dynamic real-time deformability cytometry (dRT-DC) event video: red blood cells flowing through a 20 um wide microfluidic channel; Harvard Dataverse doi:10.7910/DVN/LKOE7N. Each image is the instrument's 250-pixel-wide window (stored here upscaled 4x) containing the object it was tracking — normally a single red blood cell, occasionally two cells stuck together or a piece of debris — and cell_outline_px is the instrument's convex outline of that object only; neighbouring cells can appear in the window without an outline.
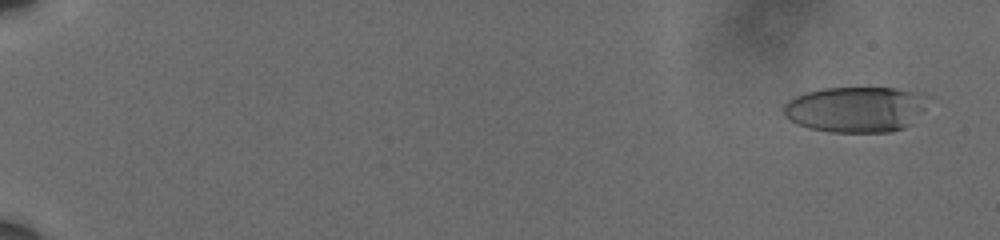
{"species": "human", "species_latin": "Homo sapiens", "temperature_condition": "cold", "stored_images_in_passage": 47, "camera_frame_rate_fps": 3000, "um_per_image_px": 0.085, "donor": {"sex": "male"}, "frame": {"image": 1, "passage_image": 4, "time_ms": 1.0, "image_size_px": [1000, 240], "cell_outline_px": [[932, 96], [924, 108], [912, 124], [904, 128], [892, 132], [828, 132], [808, 128], [796, 124], [784, 116], [784, 104], [788, 100], [796, 96], [808, 92], [824, 88], [896, 88]], "centroid_in_image_um": [72.77, 9.3], "position_along_channel_um": 12.2, "area_um2": 38.78}}
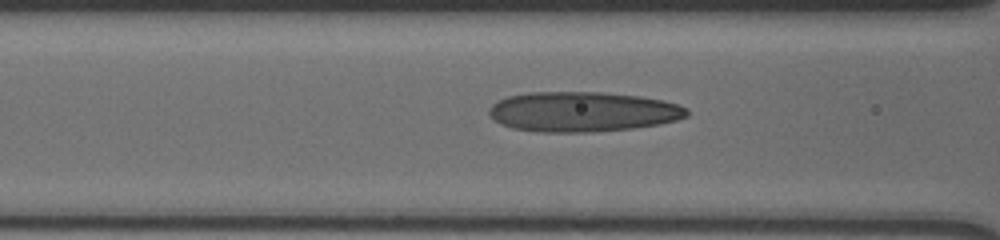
{"frame": {"image": 2, "passage_image": 29, "time_ms": 9.333, "image_size_px": [1000, 240], "cell_outline_px": [[688, 116], [676, 120], [660, 124], [632, 128], [592, 132], [540, 132], [512, 128], [500, 124], [488, 112], [488, 108], [492, 104], [508, 96], [528, 92], [600, 92], [640, 96], [680, 104], [688, 108]], "centroid_in_image_um": [49.53, 9.5], "position_along_channel_um": 117.1, "area_um2": 46.18}}
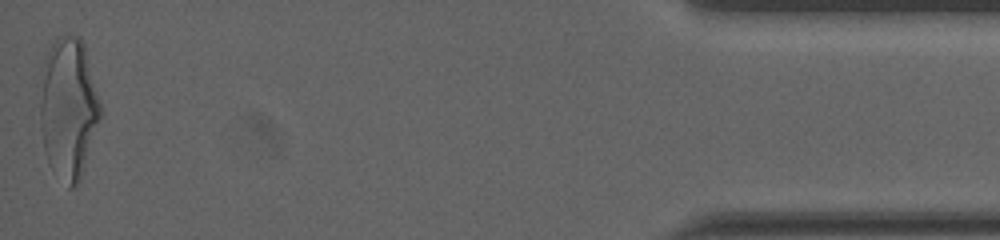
{"frame": {"image": 3, "passage_image": 47, "time_ms": 15.333, "image_size_px": [1000, 240], "cell_outline_px": [[100, 116], [80, 180], [76, 188], [68, 188], [48, 164], [44, 148], [40, 128], [36, 84], [48, 48], [60, 36], [68, 32], [80, 36], [84, 44], [100, 104]], "centroid_in_image_um": [5.73, 9.14], "position_along_channel_um": 429.5, "area_um2": 50.58}, "authors_computed_cell_mechanics": {"area_um2": 41.7894, "velocity_mm_per_s": 4.5697, "shape_relaxation_time_tau1_ms": null, "shape_relaxation_time_tau2_ms": 1.4495, "deformation_change_tau1": null, "deformation_change_tau2": 0.1248}}